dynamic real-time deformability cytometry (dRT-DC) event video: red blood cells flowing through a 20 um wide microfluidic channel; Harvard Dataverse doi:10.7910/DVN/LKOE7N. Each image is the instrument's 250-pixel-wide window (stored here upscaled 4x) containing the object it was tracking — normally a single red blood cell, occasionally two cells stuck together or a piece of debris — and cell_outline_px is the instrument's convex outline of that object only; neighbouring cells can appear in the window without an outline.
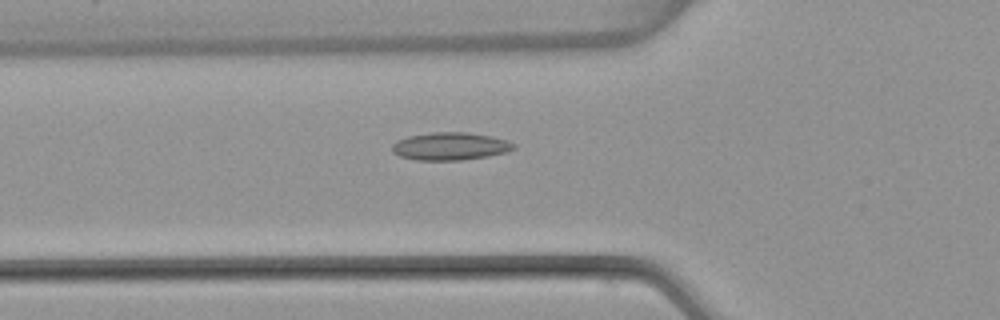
{"species": "common noctule bat (a hibernating species)", "species_latin": "Nyctalus noctula", "temperature_condition": "warm", "stored_images_in_passage": 53, "camera_frame_rate_fps": 3000, "um_per_image_px": 0.085, "animal": {"sex": "female", "body_mass_g": 22.7, "forearm_length_mm": 54.2}, "frame": {"image": 1, "passage_image": 19, "time_ms": 6.0, "image_size_px": [1000, 320], "cell_outline_px": [[516, 148], [508, 152], [488, 156], [460, 160], [416, 160], [400, 156], [392, 152], [392, 144], [396, 140], [408, 136], [432, 132], [468, 132], [492, 136], [508, 140], [516, 144]], "centroid_in_image_um": [38.29, 12.42], "position_along_channel_um": 87.5, "area_um2": 19.88}}
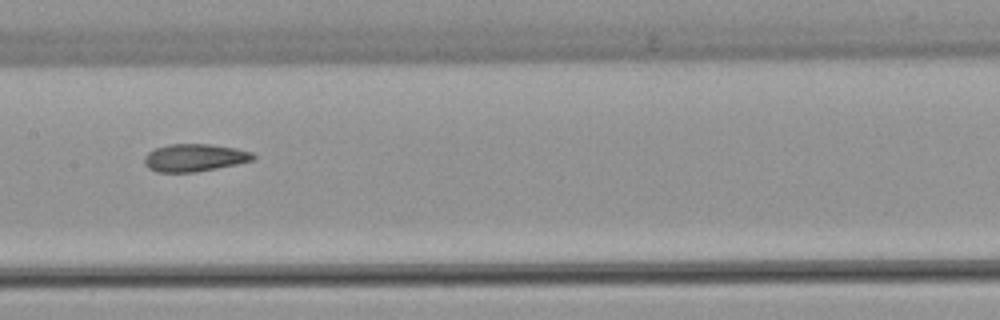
{"frame": {"image": 2, "passage_image": 27, "time_ms": 8.667, "image_size_px": [1000, 320], "cell_outline_px": [[256, 160], [196, 172], [156, 172], [148, 168], [144, 164], [144, 156], [148, 152], [156, 148], [168, 144], [208, 144], [236, 148], [252, 152], [256, 156]], "centroid_in_image_um": [16.53, 13.4], "position_along_channel_um": 190.9, "area_um2": 17.57}}
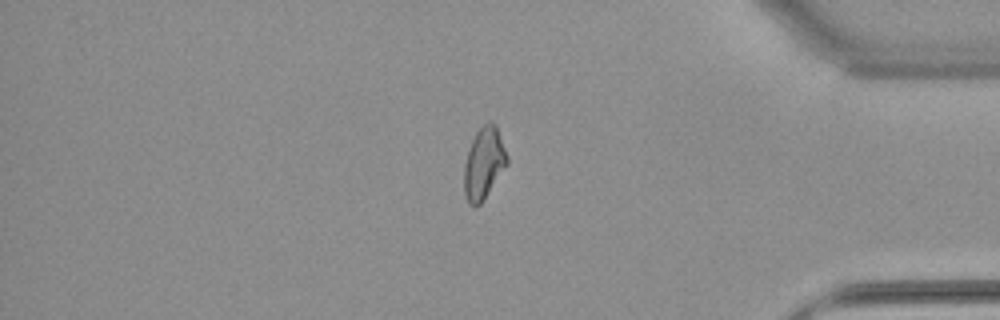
{"frame": {"image": 3, "passage_image": 45, "time_ms": 14.667, "image_size_px": [1000, 320], "cell_outline_px": [[508, 164], [480, 204], [476, 208], [468, 204], [464, 192], [464, 164], [472, 140], [476, 132], [484, 124], [492, 120], [496, 124], [508, 156]], "centroid_in_image_um": [41.13, 13.88], "position_along_channel_um": 394.1, "area_um2": 17.98}, "authors_computed_cell_mechanics": {"area_um2": 18.1492, "velocity_mm_per_s": 3.8494, "shape_relaxation_time_tau1_ms": null, "shape_relaxation_time_tau2_ms": 2.3545, "deformation_change_tau1": null, "deformation_change_tau2": 0.094}}